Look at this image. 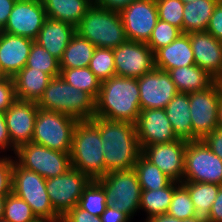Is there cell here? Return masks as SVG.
I'll list each match as a JSON object with an SVG mask.
<instances>
[{"instance_id": "cell-1", "label": "cell", "mask_w": 222, "mask_h": 222, "mask_svg": "<svg viewBox=\"0 0 222 222\" xmlns=\"http://www.w3.org/2000/svg\"><path fill=\"white\" fill-rule=\"evenodd\" d=\"M91 121L98 127L104 150L105 175L113 171L129 170L142 154L135 124L94 116Z\"/></svg>"}, {"instance_id": "cell-2", "label": "cell", "mask_w": 222, "mask_h": 222, "mask_svg": "<svg viewBox=\"0 0 222 222\" xmlns=\"http://www.w3.org/2000/svg\"><path fill=\"white\" fill-rule=\"evenodd\" d=\"M141 111L136 78L113 76L101 82L94 116L133 124Z\"/></svg>"}, {"instance_id": "cell-3", "label": "cell", "mask_w": 222, "mask_h": 222, "mask_svg": "<svg viewBox=\"0 0 222 222\" xmlns=\"http://www.w3.org/2000/svg\"><path fill=\"white\" fill-rule=\"evenodd\" d=\"M98 127L91 120H79L73 131L70 151L71 167L91 180L105 175L104 156Z\"/></svg>"}, {"instance_id": "cell-4", "label": "cell", "mask_w": 222, "mask_h": 222, "mask_svg": "<svg viewBox=\"0 0 222 222\" xmlns=\"http://www.w3.org/2000/svg\"><path fill=\"white\" fill-rule=\"evenodd\" d=\"M37 105L44 110L69 115L78 121L91 120L95 113V99L68 84L61 76L50 80Z\"/></svg>"}, {"instance_id": "cell-5", "label": "cell", "mask_w": 222, "mask_h": 222, "mask_svg": "<svg viewBox=\"0 0 222 222\" xmlns=\"http://www.w3.org/2000/svg\"><path fill=\"white\" fill-rule=\"evenodd\" d=\"M78 35L95 47L114 49L128 41L120 12L93 4L75 26Z\"/></svg>"}, {"instance_id": "cell-6", "label": "cell", "mask_w": 222, "mask_h": 222, "mask_svg": "<svg viewBox=\"0 0 222 222\" xmlns=\"http://www.w3.org/2000/svg\"><path fill=\"white\" fill-rule=\"evenodd\" d=\"M12 193L29 204L36 218L62 219L50 203L46 179L20 166L15 160L13 161Z\"/></svg>"}, {"instance_id": "cell-7", "label": "cell", "mask_w": 222, "mask_h": 222, "mask_svg": "<svg viewBox=\"0 0 222 222\" xmlns=\"http://www.w3.org/2000/svg\"><path fill=\"white\" fill-rule=\"evenodd\" d=\"M104 189L107 205L130 219L140 209L141 186L134 169L109 172L96 180Z\"/></svg>"}, {"instance_id": "cell-8", "label": "cell", "mask_w": 222, "mask_h": 222, "mask_svg": "<svg viewBox=\"0 0 222 222\" xmlns=\"http://www.w3.org/2000/svg\"><path fill=\"white\" fill-rule=\"evenodd\" d=\"M77 122V119L69 115L39 108L31 142L51 150L70 152Z\"/></svg>"}, {"instance_id": "cell-9", "label": "cell", "mask_w": 222, "mask_h": 222, "mask_svg": "<svg viewBox=\"0 0 222 222\" xmlns=\"http://www.w3.org/2000/svg\"><path fill=\"white\" fill-rule=\"evenodd\" d=\"M15 155L20 166L45 179L60 176L71 168L70 152L51 150L33 142L19 146Z\"/></svg>"}, {"instance_id": "cell-10", "label": "cell", "mask_w": 222, "mask_h": 222, "mask_svg": "<svg viewBox=\"0 0 222 222\" xmlns=\"http://www.w3.org/2000/svg\"><path fill=\"white\" fill-rule=\"evenodd\" d=\"M222 97V81H216L211 87L189 93L192 136L202 140L218 128V113Z\"/></svg>"}, {"instance_id": "cell-11", "label": "cell", "mask_w": 222, "mask_h": 222, "mask_svg": "<svg viewBox=\"0 0 222 222\" xmlns=\"http://www.w3.org/2000/svg\"><path fill=\"white\" fill-rule=\"evenodd\" d=\"M182 182L215 183L222 186V159L202 140L187 143Z\"/></svg>"}, {"instance_id": "cell-12", "label": "cell", "mask_w": 222, "mask_h": 222, "mask_svg": "<svg viewBox=\"0 0 222 222\" xmlns=\"http://www.w3.org/2000/svg\"><path fill=\"white\" fill-rule=\"evenodd\" d=\"M91 179L78 169L69 168L60 176L46 179V190L55 212L62 218L79 204Z\"/></svg>"}, {"instance_id": "cell-13", "label": "cell", "mask_w": 222, "mask_h": 222, "mask_svg": "<svg viewBox=\"0 0 222 222\" xmlns=\"http://www.w3.org/2000/svg\"><path fill=\"white\" fill-rule=\"evenodd\" d=\"M115 74L140 78L155 68L154 52L144 42L127 41L113 49Z\"/></svg>"}, {"instance_id": "cell-14", "label": "cell", "mask_w": 222, "mask_h": 222, "mask_svg": "<svg viewBox=\"0 0 222 222\" xmlns=\"http://www.w3.org/2000/svg\"><path fill=\"white\" fill-rule=\"evenodd\" d=\"M129 41L147 43L159 18L155 0H137L121 12Z\"/></svg>"}, {"instance_id": "cell-15", "label": "cell", "mask_w": 222, "mask_h": 222, "mask_svg": "<svg viewBox=\"0 0 222 222\" xmlns=\"http://www.w3.org/2000/svg\"><path fill=\"white\" fill-rule=\"evenodd\" d=\"M46 19L42 0H16L5 27L0 31L35 40Z\"/></svg>"}, {"instance_id": "cell-16", "label": "cell", "mask_w": 222, "mask_h": 222, "mask_svg": "<svg viewBox=\"0 0 222 222\" xmlns=\"http://www.w3.org/2000/svg\"><path fill=\"white\" fill-rule=\"evenodd\" d=\"M137 80L141 110L165 109L170 100L178 93L170 74L156 67Z\"/></svg>"}, {"instance_id": "cell-17", "label": "cell", "mask_w": 222, "mask_h": 222, "mask_svg": "<svg viewBox=\"0 0 222 222\" xmlns=\"http://www.w3.org/2000/svg\"><path fill=\"white\" fill-rule=\"evenodd\" d=\"M187 141L177 139L169 143H158L142 149V155L157 166L173 181H183Z\"/></svg>"}, {"instance_id": "cell-18", "label": "cell", "mask_w": 222, "mask_h": 222, "mask_svg": "<svg viewBox=\"0 0 222 222\" xmlns=\"http://www.w3.org/2000/svg\"><path fill=\"white\" fill-rule=\"evenodd\" d=\"M135 129L141 150L146 146L178 139L164 109L141 110Z\"/></svg>"}, {"instance_id": "cell-19", "label": "cell", "mask_w": 222, "mask_h": 222, "mask_svg": "<svg viewBox=\"0 0 222 222\" xmlns=\"http://www.w3.org/2000/svg\"><path fill=\"white\" fill-rule=\"evenodd\" d=\"M38 110L37 102L16 99L4 112L11 144L16 149L32 141Z\"/></svg>"}, {"instance_id": "cell-20", "label": "cell", "mask_w": 222, "mask_h": 222, "mask_svg": "<svg viewBox=\"0 0 222 222\" xmlns=\"http://www.w3.org/2000/svg\"><path fill=\"white\" fill-rule=\"evenodd\" d=\"M195 65L222 81V42L208 32L189 34Z\"/></svg>"}, {"instance_id": "cell-21", "label": "cell", "mask_w": 222, "mask_h": 222, "mask_svg": "<svg viewBox=\"0 0 222 222\" xmlns=\"http://www.w3.org/2000/svg\"><path fill=\"white\" fill-rule=\"evenodd\" d=\"M34 40L0 31V71L13 77L26 65Z\"/></svg>"}, {"instance_id": "cell-22", "label": "cell", "mask_w": 222, "mask_h": 222, "mask_svg": "<svg viewBox=\"0 0 222 222\" xmlns=\"http://www.w3.org/2000/svg\"><path fill=\"white\" fill-rule=\"evenodd\" d=\"M75 33V26L47 18L34 42L60 60Z\"/></svg>"}, {"instance_id": "cell-23", "label": "cell", "mask_w": 222, "mask_h": 222, "mask_svg": "<svg viewBox=\"0 0 222 222\" xmlns=\"http://www.w3.org/2000/svg\"><path fill=\"white\" fill-rule=\"evenodd\" d=\"M155 67L169 71L178 67L195 64L189 34H182L166 47L154 52Z\"/></svg>"}, {"instance_id": "cell-24", "label": "cell", "mask_w": 222, "mask_h": 222, "mask_svg": "<svg viewBox=\"0 0 222 222\" xmlns=\"http://www.w3.org/2000/svg\"><path fill=\"white\" fill-rule=\"evenodd\" d=\"M13 79L17 99L38 102L52 77L42 70L25 66Z\"/></svg>"}, {"instance_id": "cell-25", "label": "cell", "mask_w": 222, "mask_h": 222, "mask_svg": "<svg viewBox=\"0 0 222 222\" xmlns=\"http://www.w3.org/2000/svg\"><path fill=\"white\" fill-rule=\"evenodd\" d=\"M164 110L178 139L197 141L192 136L189 93L178 92Z\"/></svg>"}, {"instance_id": "cell-26", "label": "cell", "mask_w": 222, "mask_h": 222, "mask_svg": "<svg viewBox=\"0 0 222 222\" xmlns=\"http://www.w3.org/2000/svg\"><path fill=\"white\" fill-rule=\"evenodd\" d=\"M178 92L190 93L205 90L217 80L197 65L178 67L168 71Z\"/></svg>"}, {"instance_id": "cell-27", "label": "cell", "mask_w": 222, "mask_h": 222, "mask_svg": "<svg viewBox=\"0 0 222 222\" xmlns=\"http://www.w3.org/2000/svg\"><path fill=\"white\" fill-rule=\"evenodd\" d=\"M47 18L76 26L94 4L91 0H42Z\"/></svg>"}, {"instance_id": "cell-28", "label": "cell", "mask_w": 222, "mask_h": 222, "mask_svg": "<svg viewBox=\"0 0 222 222\" xmlns=\"http://www.w3.org/2000/svg\"><path fill=\"white\" fill-rule=\"evenodd\" d=\"M220 0H194L184 3L183 33L205 32L210 17Z\"/></svg>"}, {"instance_id": "cell-29", "label": "cell", "mask_w": 222, "mask_h": 222, "mask_svg": "<svg viewBox=\"0 0 222 222\" xmlns=\"http://www.w3.org/2000/svg\"><path fill=\"white\" fill-rule=\"evenodd\" d=\"M95 46L75 33L59 60L60 69L89 67Z\"/></svg>"}, {"instance_id": "cell-30", "label": "cell", "mask_w": 222, "mask_h": 222, "mask_svg": "<svg viewBox=\"0 0 222 222\" xmlns=\"http://www.w3.org/2000/svg\"><path fill=\"white\" fill-rule=\"evenodd\" d=\"M180 184L172 181L158 190H142L139 208L147 212V218L168 212L175 188Z\"/></svg>"}, {"instance_id": "cell-31", "label": "cell", "mask_w": 222, "mask_h": 222, "mask_svg": "<svg viewBox=\"0 0 222 222\" xmlns=\"http://www.w3.org/2000/svg\"><path fill=\"white\" fill-rule=\"evenodd\" d=\"M189 191L197 215L206 217L221 185L215 183L181 182Z\"/></svg>"}, {"instance_id": "cell-32", "label": "cell", "mask_w": 222, "mask_h": 222, "mask_svg": "<svg viewBox=\"0 0 222 222\" xmlns=\"http://www.w3.org/2000/svg\"><path fill=\"white\" fill-rule=\"evenodd\" d=\"M133 169L137 174L142 190H158L168 186L173 181L142 154Z\"/></svg>"}, {"instance_id": "cell-33", "label": "cell", "mask_w": 222, "mask_h": 222, "mask_svg": "<svg viewBox=\"0 0 222 222\" xmlns=\"http://www.w3.org/2000/svg\"><path fill=\"white\" fill-rule=\"evenodd\" d=\"M60 76L68 84L76 87L78 90L87 92L95 100L97 99L100 92L101 81L89 69V67L60 69Z\"/></svg>"}, {"instance_id": "cell-34", "label": "cell", "mask_w": 222, "mask_h": 222, "mask_svg": "<svg viewBox=\"0 0 222 222\" xmlns=\"http://www.w3.org/2000/svg\"><path fill=\"white\" fill-rule=\"evenodd\" d=\"M78 206L93 216L100 217L107 207L106 194L102 186L91 180L84 188Z\"/></svg>"}, {"instance_id": "cell-35", "label": "cell", "mask_w": 222, "mask_h": 222, "mask_svg": "<svg viewBox=\"0 0 222 222\" xmlns=\"http://www.w3.org/2000/svg\"><path fill=\"white\" fill-rule=\"evenodd\" d=\"M25 66L42 70L52 78L60 76L59 60L36 42L32 44Z\"/></svg>"}, {"instance_id": "cell-36", "label": "cell", "mask_w": 222, "mask_h": 222, "mask_svg": "<svg viewBox=\"0 0 222 222\" xmlns=\"http://www.w3.org/2000/svg\"><path fill=\"white\" fill-rule=\"evenodd\" d=\"M2 219L9 222H33L37 218L29 204L11 192L6 196Z\"/></svg>"}, {"instance_id": "cell-37", "label": "cell", "mask_w": 222, "mask_h": 222, "mask_svg": "<svg viewBox=\"0 0 222 222\" xmlns=\"http://www.w3.org/2000/svg\"><path fill=\"white\" fill-rule=\"evenodd\" d=\"M89 69L101 82L116 76L113 49L96 47L89 64Z\"/></svg>"}, {"instance_id": "cell-38", "label": "cell", "mask_w": 222, "mask_h": 222, "mask_svg": "<svg viewBox=\"0 0 222 222\" xmlns=\"http://www.w3.org/2000/svg\"><path fill=\"white\" fill-rule=\"evenodd\" d=\"M167 213L179 220L198 216L192 203L189 191L182 183L178 184V186L175 188Z\"/></svg>"}, {"instance_id": "cell-39", "label": "cell", "mask_w": 222, "mask_h": 222, "mask_svg": "<svg viewBox=\"0 0 222 222\" xmlns=\"http://www.w3.org/2000/svg\"><path fill=\"white\" fill-rule=\"evenodd\" d=\"M182 34L179 28L159 19L146 44L155 52L160 48L166 47Z\"/></svg>"}, {"instance_id": "cell-40", "label": "cell", "mask_w": 222, "mask_h": 222, "mask_svg": "<svg viewBox=\"0 0 222 222\" xmlns=\"http://www.w3.org/2000/svg\"><path fill=\"white\" fill-rule=\"evenodd\" d=\"M158 18L179 28L183 33L184 3L181 0H155Z\"/></svg>"}, {"instance_id": "cell-41", "label": "cell", "mask_w": 222, "mask_h": 222, "mask_svg": "<svg viewBox=\"0 0 222 222\" xmlns=\"http://www.w3.org/2000/svg\"><path fill=\"white\" fill-rule=\"evenodd\" d=\"M15 84L13 77L0 78V113H4L16 100Z\"/></svg>"}, {"instance_id": "cell-42", "label": "cell", "mask_w": 222, "mask_h": 222, "mask_svg": "<svg viewBox=\"0 0 222 222\" xmlns=\"http://www.w3.org/2000/svg\"><path fill=\"white\" fill-rule=\"evenodd\" d=\"M13 159L0 157V195H8L12 192Z\"/></svg>"}, {"instance_id": "cell-43", "label": "cell", "mask_w": 222, "mask_h": 222, "mask_svg": "<svg viewBox=\"0 0 222 222\" xmlns=\"http://www.w3.org/2000/svg\"><path fill=\"white\" fill-rule=\"evenodd\" d=\"M206 32L222 42V0L217 3L210 17Z\"/></svg>"}, {"instance_id": "cell-44", "label": "cell", "mask_w": 222, "mask_h": 222, "mask_svg": "<svg viewBox=\"0 0 222 222\" xmlns=\"http://www.w3.org/2000/svg\"><path fill=\"white\" fill-rule=\"evenodd\" d=\"M62 222H102L98 216L91 215L88 211L81 209L78 205L70 210L61 219Z\"/></svg>"}, {"instance_id": "cell-45", "label": "cell", "mask_w": 222, "mask_h": 222, "mask_svg": "<svg viewBox=\"0 0 222 222\" xmlns=\"http://www.w3.org/2000/svg\"><path fill=\"white\" fill-rule=\"evenodd\" d=\"M202 141L208 146V148L215 153L220 159H222V130L217 128L208 135H206Z\"/></svg>"}, {"instance_id": "cell-46", "label": "cell", "mask_w": 222, "mask_h": 222, "mask_svg": "<svg viewBox=\"0 0 222 222\" xmlns=\"http://www.w3.org/2000/svg\"><path fill=\"white\" fill-rule=\"evenodd\" d=\"M135 1L137 0H96L94 4L107 10L121 12L125 7Z\"/></svg>"}, {"instance_id": "cell-47", "label": "cell", "mask_w": 222, "mask_h": 222, "mask_svg": "<svg viewBox=\"0 0 222 222\" xmlns=\"http://www.w3.org/2000/svg\"><path fill=\"white\" fill-rule=\"evenodd\" d=\"M205 219L207 222H222V187L219 189L211 210Z\"/></svg>"}, {"instance_id": "cell-48", "label": "cell", "mask_w": 222, "mask_h": 222, "mask_svg": "<svg viewBox=\"0 0 222 222\" xmlns=\"http://www.w3.org/2000/svg\"><path fill=\"white\" fill-rule=\"evenodd\" d=\"M102 222H129L130 218L123 212L107 205L100 216Z\"/></svg>"}, {"instance_id": "cell-49", "label": "cell", "mask_w": 222, "mask_h": 222, "mask_svg": "<svg viewBox=\"0 0 222 222\" xmlns=\"http://www.w3.org/2000/svg\"><path fill=\"white\" fill-rule=\"evenodd\" d=\"M12 148L14 153L16 148L11 144V139L8 133V128L6 125V119L4 113H0V150L4 151L6 149Z\"/></svg>"}, {"instance_id": "cell-50", "label": "cell", "mask_w": 222, "mask_h": 222, "mask_svg": "<svg viewBox=\"0 0 222 222\" xmlns=\"http://www.w3.org/2000/svg\"><path fill=\"white\" fill-rule=\"evenodd\" d=\"M16 0H0V30H2L9 18Z\"/></svg>"}, {"instance_id": "cell-51", "label": "cell", "mask_w": 222, "mask_h": 222, "mask_svg": "<svg viewBox=\"0 0 222 222\" xmlns=\"http://www.w3.org/2000/svg\"><path fill=\"white\" fill-rule=\"evenodd\" d=\"M146 222H178V219L165 213L147 218Z\"/></svg>"}, {"instance_id": "cell-52", "label": "cell", "mask_w": 222, "mask_h": 222, "mask_svg": "<svg viewBox=\"0 0 222 222\" xmlns=\"http://www.w3.org/2000/svg\"><path fill=\"white\" fill-rule=\"evenodd\" d=\"M178 222H207L205 217H202V216H195V217H192V218H189V219H183V220H179L178 219Z\"/></svg>"}, {"instance_id": "cell-53", "label": "cell", "mask_w": 222, "mask_h": 222, "mask_svg": "<svg viewBox=\"0 0 222 222\" xmlns=\"http://www.w3.org/2000/svg\"><path fill=\"white\" fill-rule=\"evenodd\" d=\"M6 196L7 195H0V220L3 218Z\"/></svg>"}, {"instance_id": "cell-54", "label": "cell", "mask_w": 222, "mask_h": 222, "mask_svg": "<svg viewBox=\"0 0 222 222\" xmlns=\"http://www.w3.org/2000/svg\"><path fill=\"white\" fill-rule=\"evenodd\" d=\"M218 128L222 130V97L220 98V105H219Z\"/></svg>"}, {"instance_id": "cell-55", "label": "cell", "mask_w": 222, "mask_h": 222, "mask_svg": "<svg viewBox=\"0 0 222 222\" xmlns=\"http://www.w3.org/2000/svg\"><path fill=\"white\" fill-rule=\"evenodd\" d=\"M33 222H61V220H49V219H36Z\"/></svg>"}, {"instance_id": "cell-56", "label": "cell", "mask_w": 222, "mask_h": 222, "mask_svg": "<svg viewBox=\"0 0 222 222\" xmlns=\"http://www.w3.org/2000/svg\"><path fill=\"white\" fill-rule=\"evenodd\" d=\"M183 3H190V2H192V1H194V0H181Z\"/></svg>"}, {"instance_id": "cell-57", "label": "cell", "mask_w": 222, "mask_h": 222, "mask_svg": "<svg viewBox=\"0 0 222 222\" xmlns=\"http://www.w3.org/2000/svg\"><path fill=\"white\" fill-rule=\"evenodd\" d=\"M0 222H9V221H6V220H4V219H1Z\"/></svg>"}]
</instances>
